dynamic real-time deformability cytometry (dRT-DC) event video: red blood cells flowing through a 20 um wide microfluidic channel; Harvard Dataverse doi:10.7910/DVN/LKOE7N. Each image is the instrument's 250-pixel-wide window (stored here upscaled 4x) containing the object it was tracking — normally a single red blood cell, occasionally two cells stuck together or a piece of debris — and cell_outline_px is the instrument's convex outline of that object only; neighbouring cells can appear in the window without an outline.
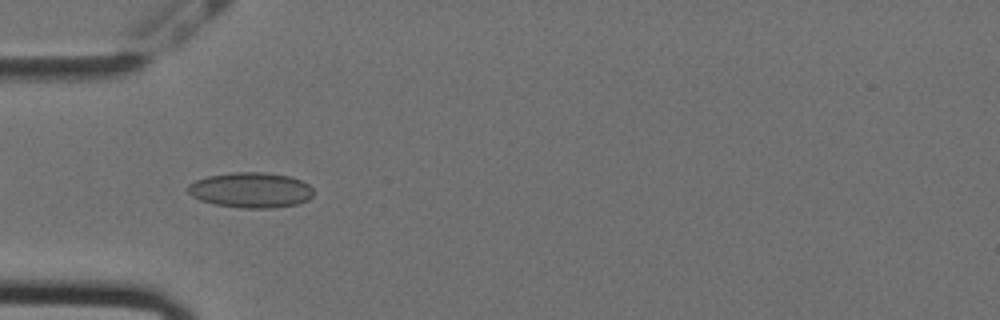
{"species": "Egyptian fruit bat (a non-hibernating species)", "species_latin": "Rousettus aegyptiacus", "temperature_condition": "cold", "stored_images_in_passage": 56, "camera_frame_rate_fps": 3000, "um_per_image_px": 0.085, "animal": {"sex": "female"}, "frame": {"image": 1, "passage_image": 17, "time_ms": 5.333, "image_size_px": [1000, 320], "cell_outline_px": [[312, 196], [308, 200], [296, 204], [272, 208], [240, 208], [212, 204], [200, 200], [192, 196], [188, 192], [188, 184], [196, 180], [208, 176], [232, 172], [264, 172], [292, 176], [308, 184], [312, 188]], "centroid_in_image_um": [21.31, 16.15], "position_along_channel_um": 63.7, "area_um2": 26.01}}
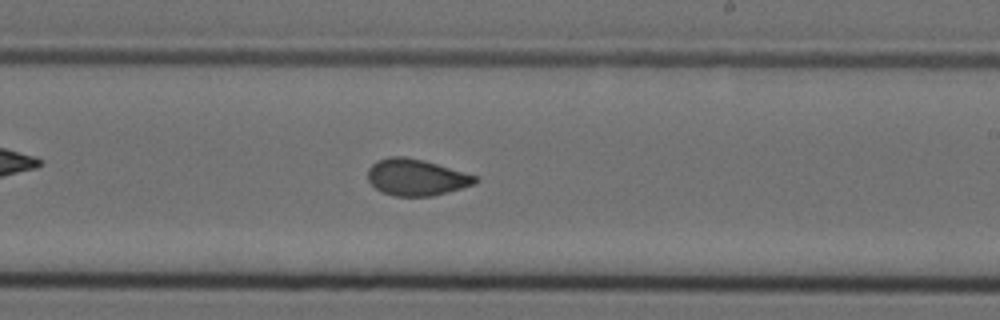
{"frame": {"image": 2, "passage_image": 33, "time_ms": 10.667, "image_size_px": [1000, 320], "cell_outline_px": [[476, 184], [448, 192], [432, 196], [396, 196], [380, 192], [368, 180], [368, 168], [376, 160], [388, 156], [404, 156], [424, 160], [476, 176]], "centroid_in_image_um": [35.34, 15.07], "position_along_channel_um": 253.7, "area_um2": 22.83}}
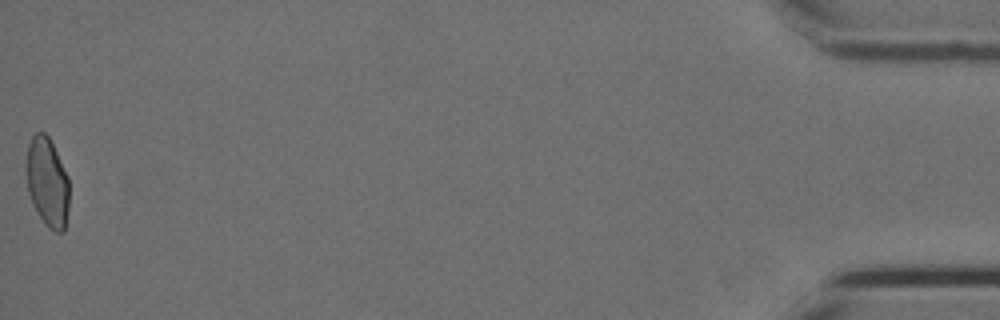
{"frame": {"image": 3, "passage_image": 56, "time_ms": 18.333, "image_size_px": [1000, 320], "cell_outline_px": [[68, 212], [64, 232], [56, 232], [48, 228], [40, 216], [28, 192], [28, 144], [32, 136], [36, 132], [44, 132], [48, 136], [68, 176]], "centroid_in_image_um": [4.06, 15.51], "position_along_channel_um": 431.1, "area_um2": 21.68}, "authors_computed_cell_mechanics": {"area_um2": 23.0333, "velocity_mm_per_s": 3.5776, "shape_relaxation_time_tau1_ms": null, "shape_relaxation_time_tau2_ms": 1.6991, "deformation_change_tau1": null, "deformation_change_tau2": 0.0668}}